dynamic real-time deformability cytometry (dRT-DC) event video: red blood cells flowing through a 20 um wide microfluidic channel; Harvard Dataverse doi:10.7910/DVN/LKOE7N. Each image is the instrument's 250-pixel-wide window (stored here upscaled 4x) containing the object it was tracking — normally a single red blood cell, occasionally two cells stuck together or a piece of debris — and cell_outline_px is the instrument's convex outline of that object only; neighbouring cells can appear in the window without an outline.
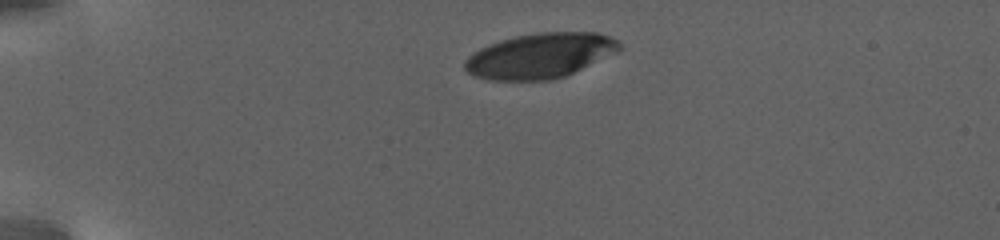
{"species": "human", "species_latin": "Homo sapiens", "temperature_condition": "warm", "stored_images_in_passage": 14, "camera_frame_rate_fps": 3000, "um_per_image_px": 0.085, "donor": {"sex": "female"}, "frame": {"image": 1, "passage_image": 1, "time_ms": 0.0, "image_size_px": [1000, 240], "cell_outline_px": [[624, 48], [620, 52], [564, 76], [552, 80], [488, 80], [476, 76], [468, 72], [464, 68], [464, 60], [472, 52], [488, 44], [500, 40], [516, 36], [536, 32], [600, 32], [624, 44]], "centroid_in_image_um": [45.95, 4.72], "position_along_channel_um": 39.1, "area_um2": 41.04}}
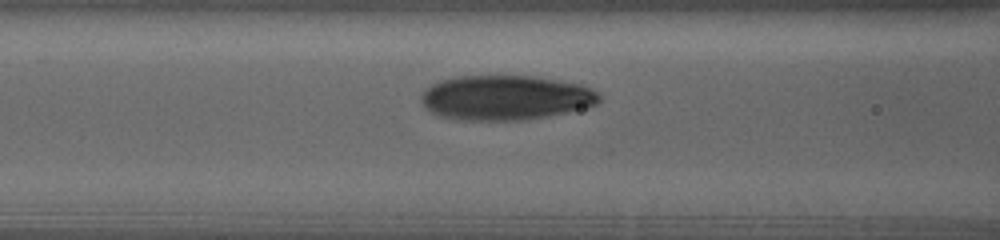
{"frame": {"image": 2, "passage_image": 10, "time_ms": 5.333, "image_size_px": [1000, 240], "cell_outline_px": [[600, 100], [596, 104], [564, 112], [544, 116], [520, 120], [456, 120], [440, 116], [424, 108], [420, 100], [420, 96], [432, 84], [440, 80], [456, 76], [536, 76], [560, 80], [580, 84], [592, 88], [600, 92]], "centroid_in_image_um": [42.94, 8.29], "position_along_channel_um": 123.7, "area_um2": 46.41}}
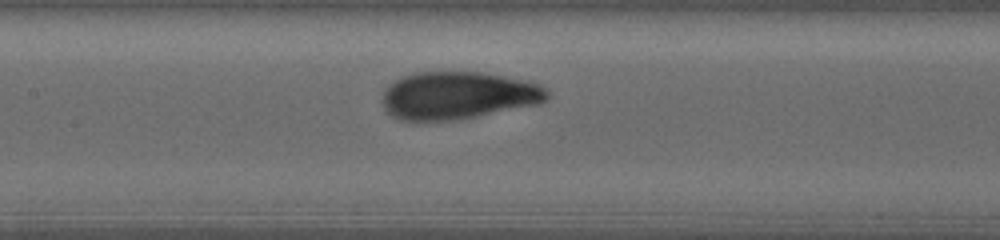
{"frame": {"image": 3, "passage_image": 14, "time_ms": 7.0, "image_size_px": [1000, 240], "cell_outline_px": [[548, 96], [544, 100], [536, 104], [472, 116], [444, 120], [400, 120], [392, 116], [384, 108], [384, 88], [392, 80], [400, 76], [412, 72], [484, 72], [528, 80], [540, 84], [548, 92]], "centroid_in_image_um": [38.88, 8.07], "position_along_channel_um": 168.5, "area_um2": 45.32}}